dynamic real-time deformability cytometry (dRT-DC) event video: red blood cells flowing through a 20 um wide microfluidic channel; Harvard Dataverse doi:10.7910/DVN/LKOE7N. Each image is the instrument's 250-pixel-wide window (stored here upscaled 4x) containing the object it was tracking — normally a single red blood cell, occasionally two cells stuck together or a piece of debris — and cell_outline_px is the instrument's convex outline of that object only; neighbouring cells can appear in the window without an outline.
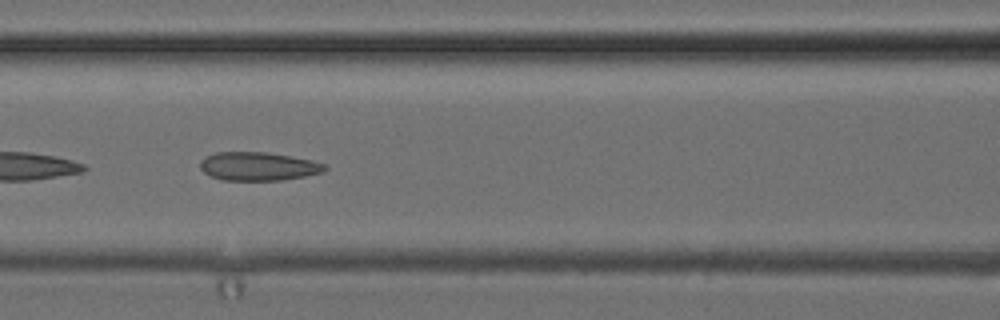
{"species": "common noctule bat (a hibernating species)", "species_latin": "Nyctalus noctula", "temperature_condition": "cold", "stored_images_in_passage": 53, "camera_frame_rate_fps": 3000, "um_per_image_px": 0.085, "animal": {"sex": "female", "body_mass_g": 24.6, "forearm_length_mm": 56.2}, "frame": {"image": 1, "passage_image": 23, "time_ms": 7.333, "image_size_px": [1000, 320], "cell_outline_px": [[328, 168], [324, 172], [304, 176], [280, 180], [220, 180], [204, 172], [200, 168], [200, 160], [204, 156], [216, 152], [264, 152], [312, 160], [324, 164]], "centroid_in_image_um": [21.92, 14.14], "position_along_channel_um": 144.7, "area_um2": 20.63}, "authors_computed_cell_mechanics": {"area_um2": 21.964, "velocity_mm_per_s": 3.9428, "shape_relaxation_time_tau1_ms": null, "shape_relaxation_time_tau2_ms": 1.9243, "deformation_change_tau1": null, "deformation_change_tau2": 0.0874}}